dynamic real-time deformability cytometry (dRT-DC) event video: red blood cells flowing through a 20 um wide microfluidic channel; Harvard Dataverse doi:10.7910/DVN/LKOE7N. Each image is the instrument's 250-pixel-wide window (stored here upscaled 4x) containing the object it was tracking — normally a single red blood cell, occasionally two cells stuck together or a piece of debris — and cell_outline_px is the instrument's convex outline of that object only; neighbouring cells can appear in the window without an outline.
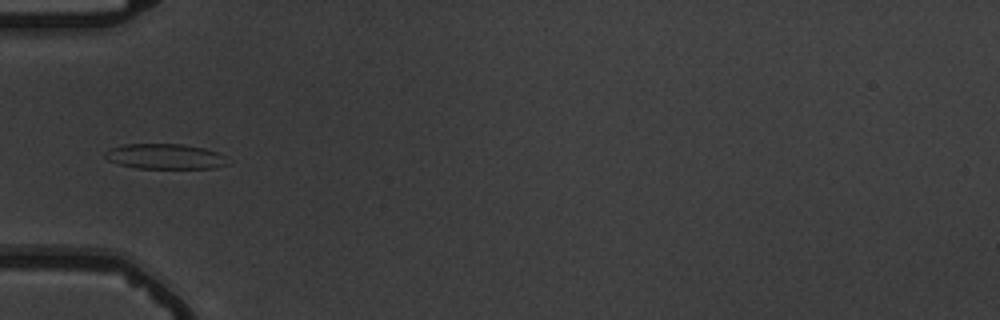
{"species": "common noctule bat (a hibernating species)", "species_latin": "Nyctalus noctula", "temperature_condition": "warm", "stored_images_in_passage": 7, "camera_frame_rate_fps": 3000, "um_per_image_px": 0.085, "animal": {"sex": "male", "body_mass_g": 19.5, "forearm_length_mm": 54.6}, "frame": {"image": 1, "passage_image": 5, "time_ms": 4.333, "image_size_px": [1000, 320], "cell_outline_px": [[228, 164], [216, 168], [136, 168], [120, 164], [108, 160], [104, 156], [104, 152], [112, 148], [124, 144], [180, 144], [204, 148], [216, 152], [224, 156]], "centroid_in_image_um": [14.02, 13.3], "position_along_channel_um": 71.0, "area_um2": 17.86}}
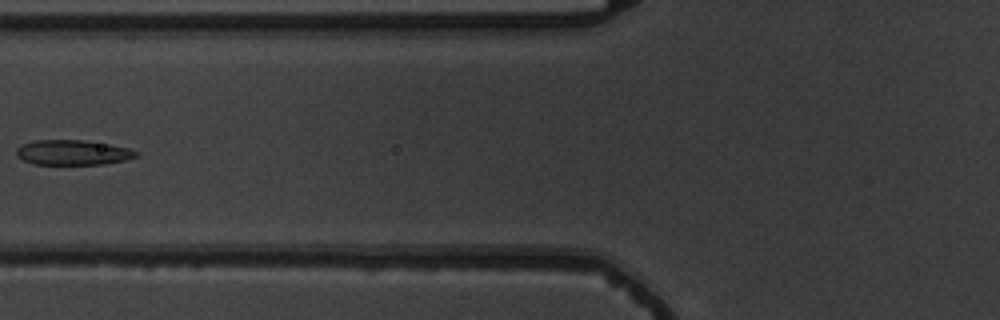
{"frame": {"image": 2, "passage_image": 6, "time_ms": 5.667, "image_size_px": [1000, 320], "cell_outline_px": [[140, 156], [124, 160], [104, 164], [36, 164], [24, 160], [16, 156], [16, 148], [24, 144], [36, 140], [84, 140], [108, 144], [128, 148], [140, 152]], "centroid_in_image_um": [6.22, 12.96], "position_along_channel_um": 119.6, "area_um2": 17.4}}
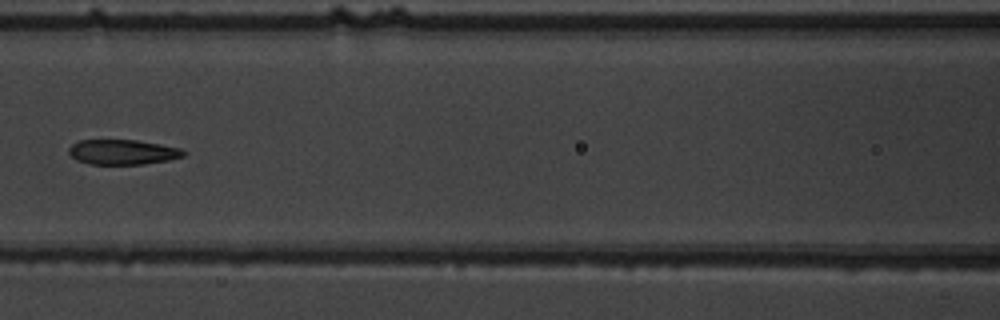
{"frame": {"image": 3, "passage_image": 7, "time_ms": 6.667, "image_size_px": [1000, 320], "cell_outline_px": [[188, 152], [184, 156], [168, 160], [144, 164], [88, 164], [76, 160], [68, 152], [68, 148], [72, 144], [80, 140], [136, 140], [160, 144], [180, 148]], "centroid_in_image_um": [10.43, 12.92], "position_along_channel_um": 156.2, "area_um2": 16.76}}